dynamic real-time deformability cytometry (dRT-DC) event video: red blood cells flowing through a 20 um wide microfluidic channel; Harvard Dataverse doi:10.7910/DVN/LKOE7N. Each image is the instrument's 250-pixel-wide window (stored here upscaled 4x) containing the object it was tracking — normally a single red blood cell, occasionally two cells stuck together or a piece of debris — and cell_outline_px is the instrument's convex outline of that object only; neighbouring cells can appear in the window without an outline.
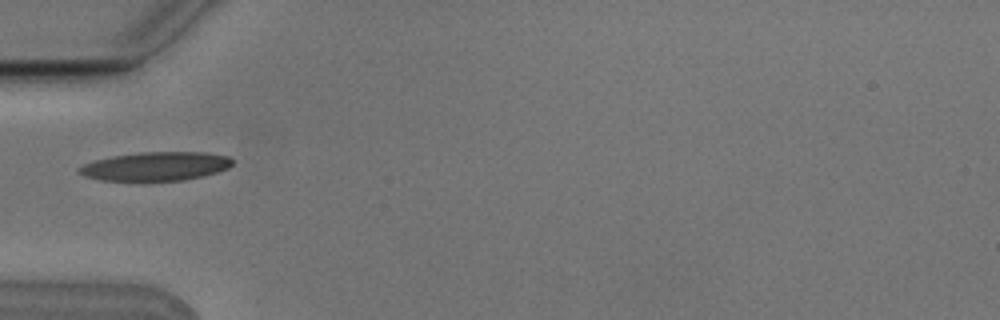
{"species": "Egyptian fruit bat (a non-hibernating species)", "species_latin": "Rousettus aegyptiacus", "temperature_condition": "cold", "stored_images_in_passage": 9, "camera_frame_rate_fps": 3000, "um_per_image_px": 0.085, "animal": {"sex": "male"}, "frame": {"image": 1, "passage_image": 7, "time_ms": 2.0, "image_size_px": [1000, 320], "cell_outline_px": [[232, 164], [228, 168], [216, 172], [184, 180], [144, 184], [100, 180], [84, 176], [76, 168], [84, 164], [96, 160], [112, 156], [140, 152], [204, 152], [228, 156], [232, 160]], "centroid_in_image_um": [13.17, 14.18], "position_along_channel_um": 71.8, "area_um2": 26.59}}
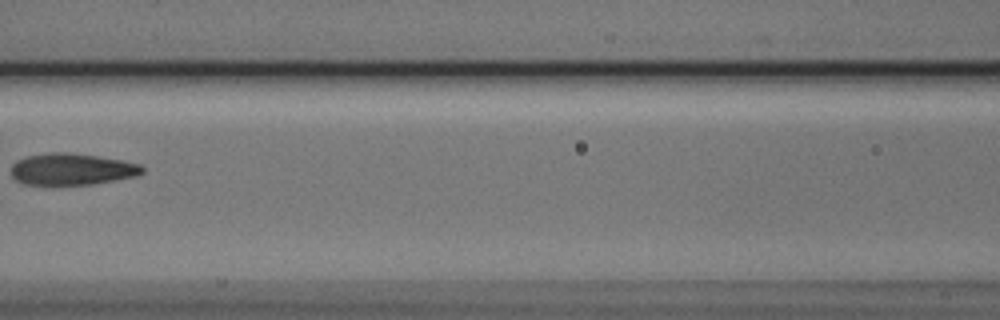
{"frame": {"image": 2, "passage_image": 9, "time_ms": 2.667, "image_size_px": [1000, 320], "cell_outline_px": [[144, 172], [136, 176], [116, 180], [92, 184], [24, 184], [16, 180], [12, 176], [12, 164], [16, 160], [24, 156], [52, 152], [68, 152], [96, 156], [120, 160], [140, 164], [144, 168]], "centroid_in_image_um": [6.09, 14.37], "position_along_channel_um": 160.5, "area_um2": 24.1}}